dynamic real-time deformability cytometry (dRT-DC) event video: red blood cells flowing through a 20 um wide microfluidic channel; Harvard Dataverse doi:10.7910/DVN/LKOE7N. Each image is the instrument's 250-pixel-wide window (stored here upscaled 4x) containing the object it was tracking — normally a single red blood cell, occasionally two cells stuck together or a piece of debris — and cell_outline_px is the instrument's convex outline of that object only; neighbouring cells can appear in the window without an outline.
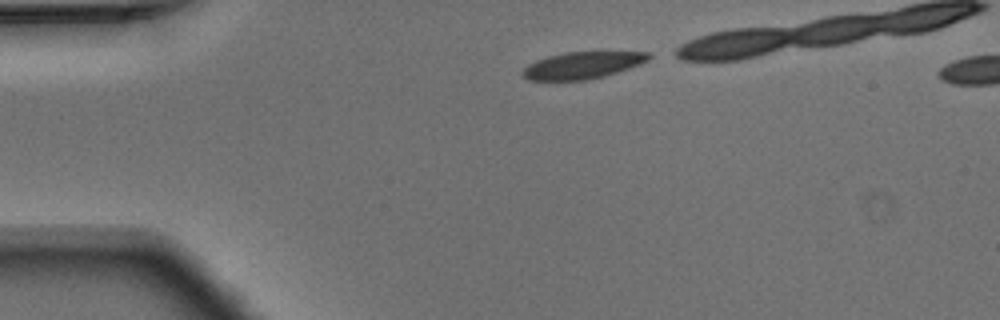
{"species": "Egyptian fruit bat (a non-hibernating species)", "species_latin": "Rousettus aegyptiacus", "temperature_condition": "warm", "stored_images_in_passage": 3, "camera_frame_rate_fps": 3000, "um_per_image_px": 0.085, "animal": {"sex": "male"}, "frame": {"image": 1, "passage_image": 1, "time_ms": 0.0, "image_size_px": [1000, 320], "cell_outline_px": [[652, 56], [648, 60], [640, 64], [604, 76], [588, 80], [528, 80], [520, 72], [528, 64], [536, 60], [548, 56], [564, 52], [648, 52]], "centroid_in_image_um": [49.48, 5.55], "position_along_channel_um": 35.5, "area_um2": 19.65}}